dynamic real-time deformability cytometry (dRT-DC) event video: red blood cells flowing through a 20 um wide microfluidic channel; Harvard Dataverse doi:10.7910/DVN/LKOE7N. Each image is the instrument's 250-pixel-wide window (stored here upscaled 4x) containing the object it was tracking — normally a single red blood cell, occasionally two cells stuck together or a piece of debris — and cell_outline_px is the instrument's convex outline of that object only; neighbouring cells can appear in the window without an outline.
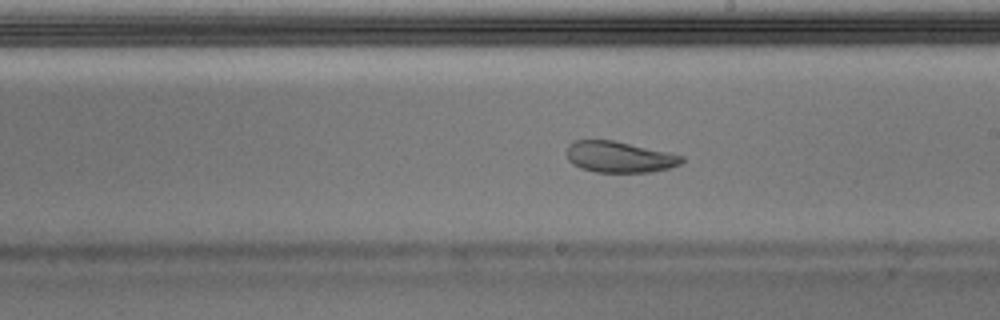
{"species": "Egyptian fruit bat (a non-hibernating species)", "species_latin": "Rousettus aegyptiacus", "temperature_condition": "warm", "stored_images_in_passage": 51, "camera_frame_rate_fps": 3000, "um_per_image_px": 0.085, "animal": {"sex": "male"}, "frame": {"image": 1, "passage_image": 29, "time_ms": 9.333, "image_size_px": [1000, 320], "cell_outline_px": [[684, 160], [680, 164], [668, 168], [652, 172], [596, 172], [580, 168], [572, 164], [568, 160], [568, 144], [576, 140], [612, 140], [668, 152], [684, 156]], "centroid_in_image_um": [52.64, 13.35], "position_along_channel_um": 236.4, "area_um2": 20.75}}
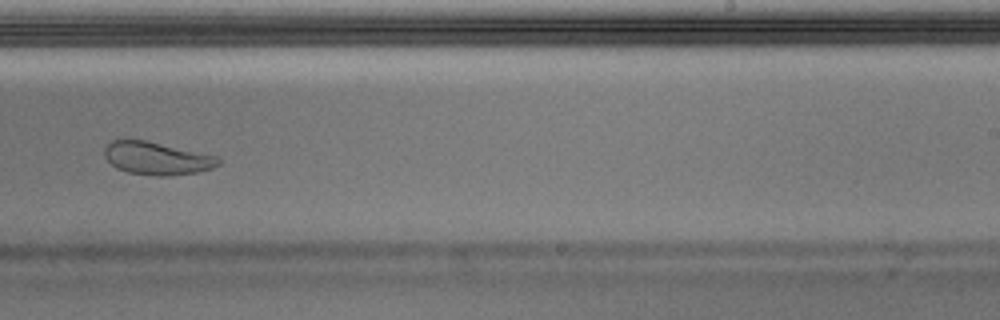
{"frame": {"image": 2, "passage_image": 32, "time_ms": 10.333, "image_size_px": [1000, 320], "cell_outline_px": [[220, 164], [212, 168], [196, 172], [168, 176], [156, 176], [128, 172], [116, 168], [104, 156], [104, 148], [112, 140], [144, 140], [216, 156], [220, 160]], "centroid_in_image_um": [13.31, 13.47], "position_along_channel_um": 275.7, "area_um2": 21.44}}
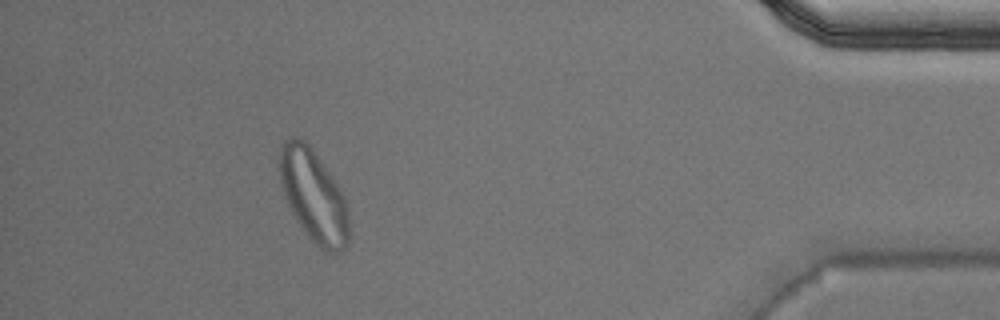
{"frame": {"image": 3, "passage_image": 46, "time_ms": 15.0, "image_size_px": [1000, 320], "cell_outline_px": [[348, 244], [340, 252], [324, 252], [308, 236], [300, 224], [288, 204], [284, 196], [280, 184], [276, 168], [276, 164], [280, 152], [284, 144], [292, 136], [296, 136], [304, 140], [308, 144], [336, 180], [344, 196], [348, 212]], "centroid_in_image_um": [26.63, 16.62], "position_along_channel_um": 408.6, "area_um2": 37.4}, "authors_computed_cell_mechanics": {"area_um2": 23.2934, "velocity_mm_per_s": 3.9522, "shape_relaxation_time_tau1_ms": null, "shape_relaxation_time_tau2_ms": 1.9072, "deformation_change_tau1": null, "deformation_change_tau2": 0.0701}}